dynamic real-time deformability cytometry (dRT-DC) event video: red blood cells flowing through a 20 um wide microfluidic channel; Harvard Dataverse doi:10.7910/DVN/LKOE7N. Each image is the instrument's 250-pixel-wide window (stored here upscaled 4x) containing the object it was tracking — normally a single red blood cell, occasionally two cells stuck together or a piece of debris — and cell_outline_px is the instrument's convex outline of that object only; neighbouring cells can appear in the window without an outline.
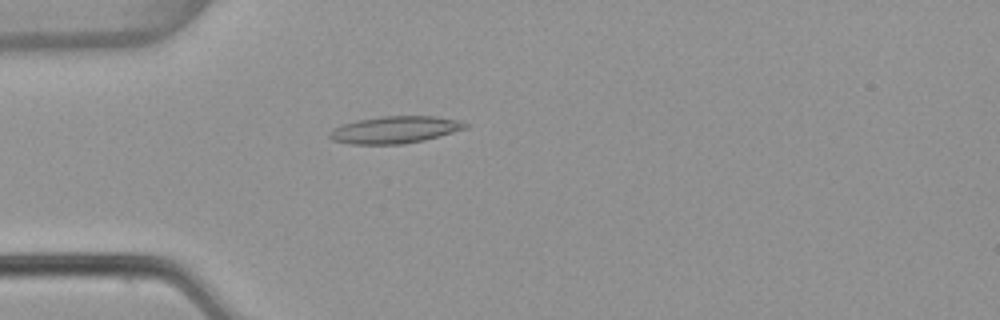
{"species": "common noctule bat (a hibernating species)", "species_latin": "Nyctalus noctula", "temperature_condition": "warm", "stored_images_in_passage": 42, "camera_frame_rate_fps": 3000, "um_per_image_px": 0.085, "animal": {"sex": "female", "body_mass_g": 22.7, "forearm_length_mm": 54.2}, "frame": {"image": 1, "passage_image": 4, "time_ms": 1.0, "image_size_px": [1000, 320], "cell_outline_px": [[468, 128], [424, 140], [400, 144], [352, 144], [332, 140], [328, 136], [328, 132], [332, 128], [344, 124], [360, 120], [380, 116], [436, 116], [460, 120], [468, 124]], "centroid_in_image_um": [33.58, 11.02], "position_along_channel_um": 51.4, "area_um2": 21.39}}
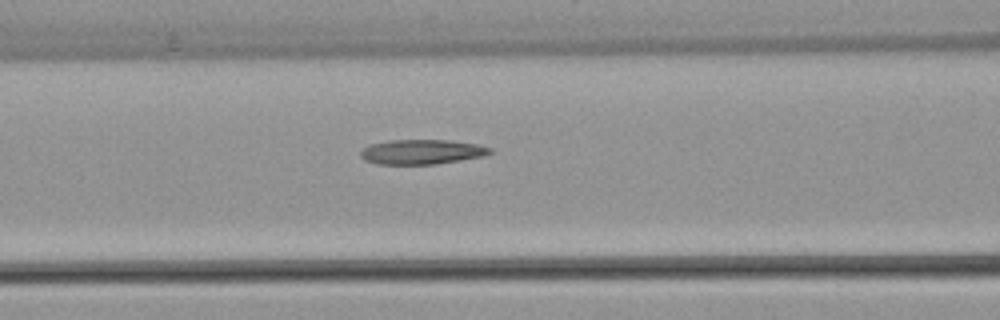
{"frame": {"image": 2, "passage_image": 11, "time_ms": 3.333, "image_size_px": [1000, 320], "cell_outline_px": [[492, 152], [484, 156], [436, 164], [376, 164], [364, 160], [360, 156], [360, 152], [368, 144], [392, 140], [448, 140], [476, 144], [492, 148]], "centroid_in_image_um": [35.83, 12.91], "position_along_channel_um": 130.8, "area_um2": 18.67}}
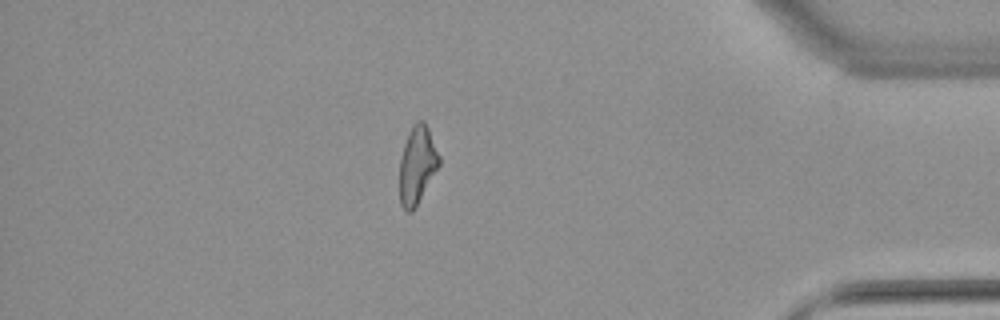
{"frame": {"image": 3, "passage_image": 35, "time_ms": 11.333, "image_size_px": [1000, 320], "cell_outline_px": [[440, 164], [416, 208], [412, 212], [408, 212], [400, 204], [400, 160], [404, 144], [408, 132], [412, 124], [416, 120], [424, 120], [428, 128], [440, 156]], "centroid_in_image_um": [35.46, 14.02], "position_along_channel_um": 399.7, "area_um2": 18.03}, "authors_computed_cell_mechanics": {"area_um2": 18.6983, "velocity_mm_per_s": 3.8331, "shape_relaxation_time_tau1_ms": null, "shape_relaxation_time_tau2_ms": 3.9821, "deformation_change_tau1": null, "deformation_change_tau2": 0.1457}}